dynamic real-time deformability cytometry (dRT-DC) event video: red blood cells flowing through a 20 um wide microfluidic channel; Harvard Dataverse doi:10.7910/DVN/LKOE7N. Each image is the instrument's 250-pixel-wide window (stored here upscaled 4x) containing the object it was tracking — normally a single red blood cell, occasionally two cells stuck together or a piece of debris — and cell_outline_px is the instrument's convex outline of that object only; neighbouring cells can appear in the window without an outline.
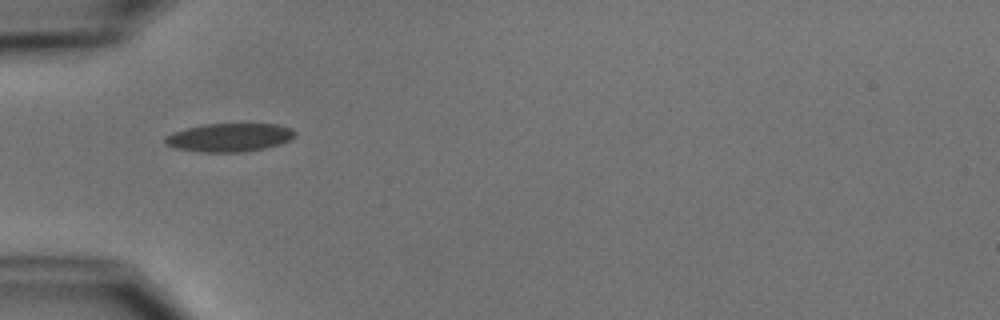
{"species": "common noctule bat (a hibernating species)", "species_latin": "Nyctalus noctula", "temperature_condition": "cold", "stored_images_in_passage": 33, "camera_frame_rate_fps": 3000, "um_per_image_px": 0.085, "animal": {"sex": "male", "body_mass_g": 15.6}, "frame": {"image": 1, "passage_image": 1, "time_ms": 0.0, "image_size_px": [1000, 320], "cell_outline_px": [[296, 136], [280, 144], [264, 148], [240, 152], [200, 152], [176, 148], [164, 144], [164, 136], [172, 132], [204, 124], [276, 124], [292, 128], [296, 132]], "centroid_in_image_um": [19.48, 11.68], "position_along_channel_um": 65.5, "area_um2": 21.5}}
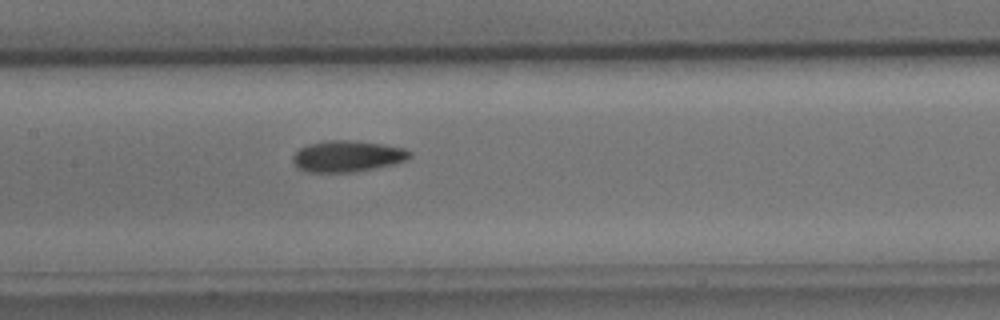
{"frame": {"image": 2, "passage_image": 10, "time_ms": 3.0, "image_size_px": [1000, 320], "cell_outline_px": [[412, 156], [408, 160], [392, 164], [352, 172], [304, 172], [292, 160], [292, 156], [300, 148], [308, 144], [324, 140], [352, 140], [384, 144], [404, 148], [412, 152]], "centroid_in_image_um": [29.54, 13.26], "position_along_channel_um": 177.9, "area_um2": 21.33}}
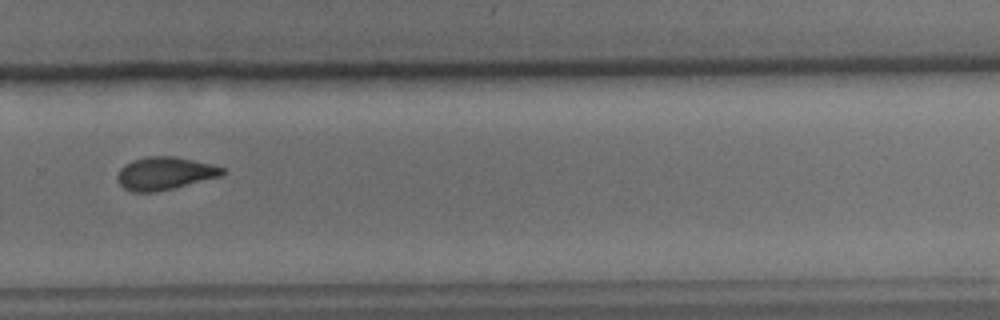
{"frame": {"image": 3, "passage_image": 21, "time_ms": 6.667, "image_size_px": [1000, 320], "cell_outline_px": [[224, 172], [220, 176], [156, 192], [132, 192], [124, 188], [120, 184], [116, 176], [120, 168], [124, 164], [132, 160], [148, 156], [176, 156], [224, 168]], "centroid_in_image_um": [13.93, 14.73], "position_along_channel_um": 315.9, "area_um2": 19.83}, "authors_computed_cell_mechanics": {"area_um2": 20.3456, "velocity_mm_per_s": 3.7757, "shape_relaxation_time_tau1_ms": 4.974, "shape_relaxation_time_tau2_ms": 3.9271, "deformation_change_tau1": 0.1166, "deformation_change_tau2": 0.1095}}